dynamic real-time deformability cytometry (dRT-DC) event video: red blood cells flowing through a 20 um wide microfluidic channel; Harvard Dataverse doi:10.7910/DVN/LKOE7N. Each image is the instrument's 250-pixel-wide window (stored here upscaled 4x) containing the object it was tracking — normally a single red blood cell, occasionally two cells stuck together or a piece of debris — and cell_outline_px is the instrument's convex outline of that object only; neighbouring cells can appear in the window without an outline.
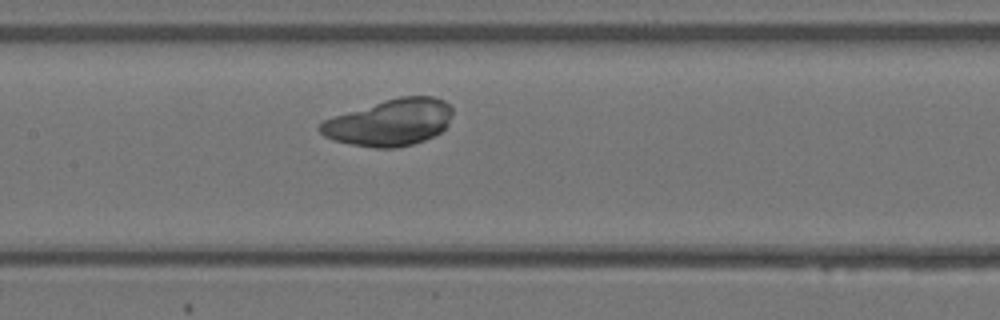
{"species": "Egyptian fruit bat (a non-hibernating species)", "species_latin": "Rousettus aegyptiacus", "temperature_condition": "warm", "stored_images_in_passage": 16, "camera_frame_rate_fps": 3000, "um_per_image_px": 0.085, "animal": {"sex": "female"}, "frame": {"image": 1, "passage_image": 7, "time_ms": 2.0, "image_size_px": [1000, 320], "cell_outline_px": [[452, 112], [448, 124], [440, 132], [424, 140], [412, 144], [396, 148], [376, 148], [352, 144], [332, 140], [324, 136], [316, 128], [320, 120], [332, 116], [384, 100], [400, 96], [432, 96], [444, 100], [452, 104]], "centroid_in_image_um": [33.1, 10.4], "position_along_channel_um": 174.3, "area_um2": 36.24}}
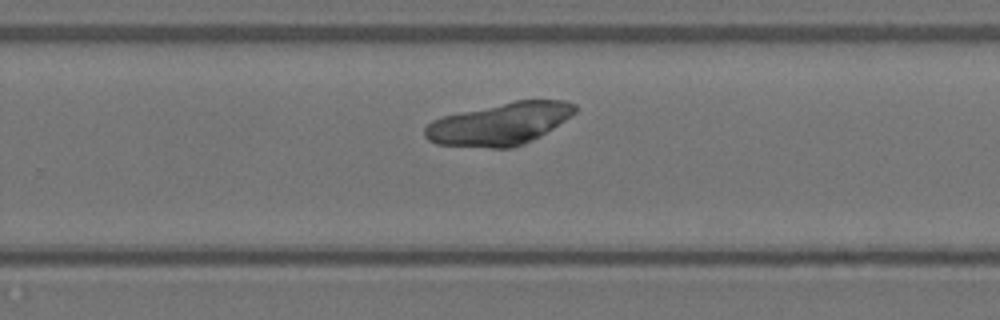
{"frame": {"image": 2, "passage_image": 13, "time_ms": 4.0, "image_size_px": [1000, 320], "cell_outline_px": [[576, 112], [540, 136], [524, 144], [512, 148], [492, 148], [436, 144], [428, 140], [424, 136], [424, 128], [432, 120], [444, 116], [516, 100], [564, 100], [576, 104]], "centroid_in_image_um": [42.46, 10.54], "position_along_channel_um": 287.3, "area_um2": 36.65}}
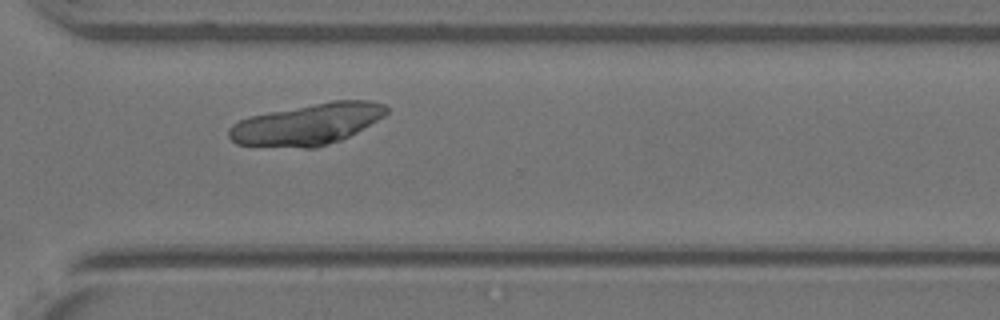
{"frame": {"image": 3, "passage_image": 16, "time_ms": 5.0, "image_size_px": [1000, 320], "cell_outline_px": [[388, 112], [384, 116], [356, 132], [340, 140], [316, 148], [304, 148], [236, 144], [228, 136], [228, 128], [232, 124], [248, 116], [332, 100], [368, 100], [384, 104], [388, 108]], "centroid_in_image_um": [26.11, 10.55], "position_along_channel_um": 344.5, "area_um2": 37.8}}